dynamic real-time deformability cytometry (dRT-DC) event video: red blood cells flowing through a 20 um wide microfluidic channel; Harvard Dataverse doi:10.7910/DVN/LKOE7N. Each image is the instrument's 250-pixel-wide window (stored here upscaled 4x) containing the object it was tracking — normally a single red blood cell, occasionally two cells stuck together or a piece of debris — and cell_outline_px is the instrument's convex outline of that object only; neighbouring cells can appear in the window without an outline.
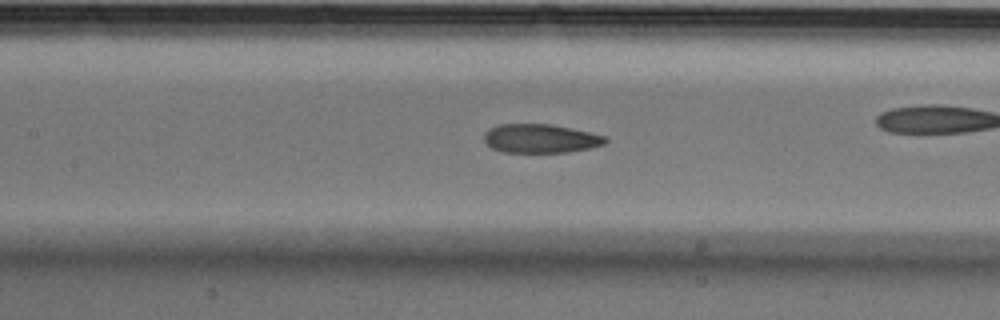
{"species": "Egyptian fruit bat (a non-hibernating species)", "species_latin": "Rousettus aegyptiacus", "temperature_condition": "cold", "stored_images_in_passage": 56, "camera_frame_rate_fps": 3000, "um_per_image_px": 0.085, "animal": {"sex": "male"}, "frame": {"image": 1, "passage_image": 25, "time_ms": 8.0, "image_size_px": [1000, 320], "cell_outline_px": [[608, 140], [604, 144], [588, 148], [568, 152], [504, 152], [492, 148], [484, 140], [484, 132], [488, 128], [500, 124], [548, 124], [608, 136]], "centroid_in_image_um": [45.92, 11.77], "position_along_channel_um": 161.5, "area_um2": 20.23}, "authors_computed_cell_mechanics": {"area_um2": 21.5883, "velocity_mm_per_s": 3.5508, "shape_relaxation_time_tau1_ms": 6.5337, "shape_relaxation_time_tau2_ms": 2.533, "deformation_change_tau1": 0.1654, "deformation_change_tau2": 0.0869}}